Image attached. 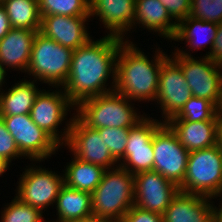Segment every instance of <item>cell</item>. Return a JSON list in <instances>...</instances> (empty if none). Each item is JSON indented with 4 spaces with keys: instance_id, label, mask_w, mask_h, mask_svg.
Segmentation results:
<instances>
[{
    "instance_id": "cell-18",
    "label": "cell",
    "mask_w": 222,
    "mask_h": 222,
    "mask_svg": "<svg viewBox=\"0 0 222 222\" xmlns=\"http://www.w3.org/2000/svg\"><path fill=\"white\" fill-rule=\"evenodd\" d=\"M39 31L12 28L0 40V63L7 69L27 71L31 59L32 44Z\"/></svg>"
},
{
    "instance_id": "cell-5",
    "label": "cell",
    "mask_w": 222,
    "mask_h": 222,
    "mask_svg": "<svg viewBox=\"0 0 222 222\" xmlns=\"http://www.w3.org/2000/svg\"><path fill=\"white\" fill-rule=\"evenodd\" d=\"M73 50L37 32L26 73L35 81L62 87L69 77Z\"/></svg>"
},
{
    "instance_id": "cell-28",
    "label": "cell",
    "mask_w": 222,
    "mask_h": 222,
    "mask_svg": "<svg viewBox=\"0 0 222 222\" xmlns=\"http://www.w3.org/2000/svg\"><path fill=\"white\" fill-rule=\"evenodd\" d=\"M38 8L41 17L90 15V0H38Z\"/></svg>"
},
{
    "instance_id": "cell-12",
    "label": "cell",
    "mask_w": 222,
    "mask_h": 222,
    "mask_svg": "<svg viewBox=\"0 0 222 222\" xmlns=\"http://www.w3.org/2000/svg\"><path fill=\"white\" fill-rule=\"evenodd\" d=\"M72 115L68 137L63 146L81 161L96 164L105 169L118 167L119 163L111 155L99 131L86 125L75 111Z\"/></svg>"
},
{
    "instance_id": "cell-36",
    "label": "cell",
    "mask_w": 222,
    "mask_h": 222,
    "mask_svg": "<svg viewBox=\"0 0 222 222\" xmlns=\"http://www.w3.org/2000/svg\"><path fill=\"white\" fill-rule=\"evenodd\" d=\"M12 29L5 8L0 3V40Z\"/></svg>"
},
{
    "instance_id": "cell-17",
    "label": "cell",
    "mask_w": 222,
    "mask_h": 222,
    "mask_svg": "<svg viewBox=\"0 0 222 222\" xmlns=\"http://www.w3.org/2000/svg\"><path fill=\"white\" fill-rule=\"evenodd\" d=\"M90 17H99L108 35L130 41L125 37L133 29L135 0H90Z\"/></svg>"
},
{
    "instance_id": "cell-34",
    "label": "cell",
    "mask_w": 222,
    "mask_h": 222,
    "mask_svg": "<svg viewBox=\"0 0 222 222\" xmlns=\"http://www.w3.org/2000/svg\"><path fill=\"white\" fill-rule=\"evenodd\" d=\"M121 222H164L163 215L146 211L133 205Z\"/></svg>"
},
{
    "instance_id": "cell-1",
    "label": "cell",
    "mask_w": 222,
    "mask_h": 222,
    "mask_svg": "<svg viewBox=\"0 0 222 222\" xmlns=\"http://www.w3.org/2000/svg\"><path fill=\"white\" fill-rule=\"evenodd\" d=\"M124 41L105 34L73 50L69 77L62 89L75 107L86 99L114 91L116 58Z\"/></svg>"
},
{
    "instance_id": "cell-19",
    "label": "cell",
    "mask_w": 222,
    "mask_h": 222,
    "mask_svg": "<svg viewBox=\"0 0 222 222\" xmlns=\"http://www.w3.org/2000/svg\"><path fill=\"white\" fill-rule=\"evenodd\" d=\"M212 199L179 191L163 214L164 222H211Z\"/></svg>"
},
{
    "instance_id": "cell-11",
    "label": "cell",
    "mask_w": 222,
    "mask_h": 222,
    "mask_svg": "<svg viewBox=\"0 0 222 222\" xmlns=\"http://www.w3.org/2000/svg\"><path fill=\"white\" fill-rule=\"evenodd\" d=\"M152 146L153 171L180 187L185 178L189 152L166 123L154 133Z\"/></svg>"
},
{
    "instance_id": "cell-31",
    "label": "cell",
    "mask_w": 222,
    "mask_h": 222,
    "mask_svg": "<svg viewBox=\"0 0 222 222\" xmlns=\"http://www.w3.org/2000/svg\"><path fill=\"white\" fill-rule=\"evenodd\" d=\"M189 17L205 22L222 23V0H191Z\"/></svg>"
},
{
    "instance_id": "cell-37",
    "label": "cell",
    "mask_w": 222,
    "mask_h": 222,
    "mask_svg": "<svg viewBox=\"0 0 222 222\" xmlns=\"http://www.w3.org/2000/svg\"><path fill=\"white\" fill-rule=\"evenodd\" d=\"M217 200H221L219 201L221 203H219L220 204L219 207H217V205L215 206V204L213 205L211 222H222V199H217Z\"/></svg>"
},
{
    "instance_id": "cell-3",
    "label": "cell",
    "mask_w": 222,
    "mask_h": 222,
    "mask_svg": "<svg viewBox=\"0 0 222 222\" xmlns=\"http://www.w3.org/2000/svg\"><path fill=\"white\" fill-rule=\"evenodd\" d=\"M129 99L112 91L82 101L76 106V115L89 127L131 128L140 121L141 115Z\"/></svg>"
},
{
    "instance_id": "cell-26",
    "label": "cell",
    "mask_w": 222,
    "mask_h": 222,
    "mask_svg": "<svg viewBox=\"0 0 222 222\" xmlns=\"http://www.w3.org/2000/svg\"><path fill=\"white\" fill-rule=\"evenodd\" d=\"M1 4L12 28L40 31L38 0H5Z\"/></svg>"
},
{
    "instance_id": "cell-33",
    "label": "cell",
    "mask_w": 222,
    "mask_h": 222,
    "mask_svg": "<svg viewBox=\"0 0 222 222\" xmlns=\"http://www.w3.org/2000/svg\"><path fill=\"white\" fill-rule=\"evenodd\" d=\"M177 23L189 16L191 0H159Z\"/></svg>"
},
{
    "instance_id": "cell-38",
    "label": "cell",
    "mask_w": 222,
    "mask_h": 222,
    "mask_svg": "<svg viewBox=\"0 0 222 222\" xmlns=\"http://www.w3.org/2000/svg\"><path fill=\"white\" fill-rule=\"evenodd\" d=\"M76 222H116L108 217H101L96 215H90Z\"/></svg>"
},
{
    "instance_id": "cell-32",
    "label": "cell",
    "mask_w": 222,
    "mask_h": 222,
    "mask_svg": "<svg viewBox=\"0 0 222 222\" xmlns=\"http://www.w3.org/2000/svg\"><path fill=\"white\" fill-rule=\"evenodd\" d=\"M0 157L12 162L13 159L23 158L15 144L14 138L7 130L2 117L0 116Z\"/></svg>"
},
{
    "instance_id": "cell-29",
    "label": "cell",
    "mask_w": 222,
    "mask_h": 222,
    "mask_svg": "<svg viewBox=\"0 0 222 222\" xmlns=\"http://www.w3.org/2000/svg\"><path fill=\"white\" fill-rule=\"evenodd\" d=\"M44 212L21 202L16 196L1 211L0 222H47Z\"/></svg>"
},
{
    "instance_id": "cell-8",
    "label": "cell",
    "mask_w": 222,
    "mask_h": 222,
    "mask_svg": "<svg viewBox=\"0 0 222 222\" xmlns=\"http://www.w3.org/2000/svg\"><path fill=\"white\" fill-rule=\"evenodd\" d=\"M1 117L21 155L32 163L43 162L63 148L32 121L30 114Z\"/></svg>"
},
{
    "instance_id": "cell-30",
    "label": "cell",
    "mask_w": 222,
    "mask_h": 222,
    "mask_svg": "<svg viewBox=\"0 0 222 222\" xmlns=\"http://www.w3.org/2000/svg\"><path fill=\"white\" fill-rule=\"evenodd\" d=\"M97 130L100 136L103 137L113 158L120 163L124 158L130 128L106 127Z\"/></svg>"
},
{
    "instance_id": "cell-21",
    "label": "cell",
    "mask_w": 222,
    "mask_h": 222,
    "mask_svg": "<svg viewBox=\"0 0 222 222\" xmlns=\"http://www.w3.org/2000/svg\"><path fill=\"white\" fill-rule=\"evenodd\" d=\"M221 117L218 113L210 121L165 122L177 135L180 144L188 151L210 148L216 145L217 127Z\"/></svg>"
},
{
    "instance_id": "cell-13",
    "label": "cell",
    "mask_w": 222,
    "mask_h": 222,
    "mask_svg": "<svg viewBox=\"0 0 222 222\" xmlns=\"http://www.w3.org/2000/svg\"><path fill=\"white\" fill-rule=\"evenodd\" d=\"M163 124L162 120L153 119L145 114L140 121L132 126L129 130L124 158L119 166L132 175L153 170V136Z\"/></svg>"
},
{
    "instance_id": "cell-4",
    "label": "cell",
    "mask_w": 222,
    "mask_h": 222,
    "mask_svg": "<svg viewBox=\"0 0 222 222\" xmlns=\"http://www.w3.org/2000/svg\"><path fill=\"white\" fill-rule=\"evenodd\" d=\"M91 200L92 215L121 222L134 205V175L120 166L106 169Z\"/></svg>"
},
{
    "instance_id": "cell-20",
    "label": "cell",
    "mask_w": 222,
    "mask_h": 222,
    "mask_svg": "<svg viewBox=\"0 0 222 222\" xmlns=\"http://www.w3.org/2000/svg\"><path fill=\"white\" fill-rule=\"evenodd\" d=\"M167 9L159 0H135V20L133 24L141 25L150 33H157L159 37L171 40L177 30V22L173 21Z\"/></svg>"
},
{
    "instance_id": "cell-6",
    "label": "cell",
    "mask_w": 222,
    "mask_h": 222,
    "mask_svg": "<svg viewBox=\"0 0 222 222\" xmlns=\"http://www.w3.org/2000/svg\"><path fill=\"white\" fill-rule=\"evenodd\" d=\"M179 190L222 199V152L217 145L189 152L185 178Z\"/></svg>"
},
{
    "instance_id": "cell-27",
    "label": "cell",
    "mask_w": 222,
    "mask_h": 222,
    "mask_svg": "<svg viewBox=\"0 0 222 222\" xmlns=\"http://www.w3.org/2000/svg\"><path fill=\"white\" fill-rule=\"evenodd\" d=\"M219 113V108L210 100L192 96L181 110L167 122L210 121Z\"/></svg>"
},
{
    "instance_id": "cell-39",
    "label": "cell",
    "mask_w": 222,
    "mask_h": 222,
    "mask_svg": "<svg viewBox=\"0 0 222 222\" xmlns=\"http://www.w3.org/2000/svg\"><path fill=\"white\" fill-rule=\"evenodd\" d=\"M216 145L218 146L219 150L222 152V118L220 119L217 127Z\"/></svg>"
},
{
    "instance_id": "cell-40",
    "label": "cell",
    "mask_w": 222,
    "mask_h": 222,
    "mask_svg": "<svg viewBox=\"0 0 222 222\" xmlns=\"http://www.w3.org/2000/svg\"><path fill=\"white\" fill-rule=\"evenodd\" d=\"M9 166H11V163L0 157V177L6 173V171L9 169Z\"/></svg>"
},
{
    "instance_id": "cell-41",
    "label": "cell",
    "mask_w": 222,
    "mask_h": 222,
    "mask_svg": "<svg viewBox=\"0 0 222 222\" xmlns=\"http://www.w3.org/2000/svg\"><path fill=\"white\" fill-rule=\"evenodd\" d=\"M7 70L2 66V64L0 63V92L1 90H3L2 86L3 84H5V77L7 76Z\"/></svg>"
},
{
    "instance_id": "cell-16",
    "label": "cell",
    "mask_w": 222,
    "mask_h": 222,
    "mask_svg": "<svg viewBox=\"0 0 222 222\" xmlns=\"http://www.w3.org/2000/svg\"><path fill=\"white\" fill-rule=\"evenodd\" d=\"M90 18V15H43L39 32L64 47L76 50L92 38L86 28Z\"/></svg>"
},
{
    "instance_id": "cell-7",
    "label": "cell",
    "mask_w": 222,
    "mask_h": 222,
    "mask_svg": "<svg viewBox=\"0 0 222 222\" xmlns=\"http://www.w3.org/2000/svg\"><path fill=\"white\" fill-rule=\"evenodd\" d=\"M53 88L56 89L52 92L46 91V89L39 92L31 108L30 116L38 127L48 133L60 146H63L67 140L73 116L67 122L64 120L67 119L68 112L71 113L70 109L75 110L76 107L71 103L62 87ZM65 122L66 126L61 129L63 131L58 129Z\"/></svg>"
},
{
    "instance_id": "cell-15",
    "label": "cell",
    "mask_w": 222,
    "mask_h": 222,
    "mask_svg": "<svg viewBox=\"0 0 222 222\" xmlns=\"http://www.w3.org/2000/svg\"><path fill=\"white\" fill-rule=\"evenodd\" d=\"M179 187L156 171L134 175V205L146 211L164 214Z\"/></svg>"
},
{
    "instance_id": "cell-25",
    "label": "cell",
    "mask_w": 222,
    "mask_h": 222,
    "mask_svg": "<svg viewBox=\"0 0 222 222\" xmlns=\"http://www.w3.org/2000/svg\"><path fill=\"white\" fill-rule=\"evenodd\" d=\"M63 170L64 184L79 191L92 193L97 185L101 182L104 171L102 166L81 161L72 156Z\"/></svg>"
},
{
    "instance_id": "cell-23",
    "label": "cell",
    "mask_w": 222,
    "mask_h": 222,
    "mask_svg": "<svg viewBox=\"0 0 222 222\" xmlns=\"http://www.w3.org/2000/svg\"><path fill=\"white\" fill-rule=\"evenodd\" d=\"M35 80L23 79L11 88L0 92V116L30 114L31 108L41 89Z\"/></svg>"
},
{
    "instance_id": "cell-9",
    "label": "cell",
    "mask_w": 222,
    "mask_h": 222,
    "mask_svg": "<svg viewBox=\"0 0 222 222\" xmlns=\"http://www.w3.org/2000/svg\"><path fill=\"white\" fill-rule=\"evenodd\" d=\"M183 70L194 97L212 101L218 108L222 101V66L206 56H182L174 51L170 55ZM196 58V59H195Z\"/></svg>"
},
{
    "instance_id": "cell-35",
    "label": "cell",
    "mask_w": 222,
    "mask_h": 222,
    "mask_svg": "<svg viewBox=\"0 0 222 222\" xmlns=\"http://www.w3.org/2000/svg\"><path fill=\"white\" fill-rule=\"evenodd\" d=\"M204 56L210 58L213 62L222 65V23L218 24L216 37L214 39L211 51H206Z\"/></svg>"
},
{
    "instance_id": "cell-42",
    "label": "cell",
    "mask_w": 222,
    "mask_h": 222,
    "mask_svg": "<svg viewBox=\"0 0 222 222\" xmlns=\"http://www.w3.org/2000/svg\"><path fill=\"white\" fill-rule=\"evenodd\" d=\"M219 114H220V117L222 118V101H221V104L219 106Z\"/></svg>"
},
{
    "instance_id": "cell-14",
    "label": "cell",
    "mask_w": 222,
    "mask_h": 222,
    "mask_svg": "<svg viewBox=\"0 0 222 222\" xmlns=\"http://www.w3.org/2000/svg\"><path fill=\"white\" fill-rule=\"evenodd\" d=\"M192 96L181 66L169 55L161 67L155 100L160 105L162 121L174 117Z\"/></svg>"
},
{
    "instance_id": "cell-2",
    "label": "cell",
    "mask_w": 222,
    "mask_h": 222,
    "mask_svg": "<svg viewBox=\"0 0 222 222\" xmlns=\"http://www.w3.org/2000/svg\"><path fill=\"white\" fill-rule=\"evenodd\" d=\"M155 49L151 60L133 41H124L120 45L116 58L115 92L132 102L156 100L161 67L169 56L160 50L162 48Z\"/></svg>"
},
{
    "instance_id": "cell-22",
    "label": "cell",
    "mask_w": 222,
    "mask_h": 222,
    "mask_svg": "<svg viewBox=\"0 0 222 222\" xmlns=\"http://www.w3.org/2000/svg\"><path fill=\"white\" fill-rule=\"evenodd\" d=\"M218 24L213 22H205L203 20L194 19L192 17H187L180 20L177 23V30L172 40L176 42L184 41L190 48L188 51L182 47V49L176 47L174 51L178 52L182 56H194L191 55L192 50L198 51L199 49L205 48L206 45L209 46V51H211L214 39L216 37ZM201 36V37H200ZM192 49V50H191ZM186 50V51H185Z\"/></svg>"
},
{
    "instance_id": "cell-10",
    "label": "cell",
    "mask_w": 222,
    "mask_h": 222,
    "mask_svg": "<svg viewBox=\"0 0 222 222\" xmlns=\"http://www.w3.org/2000/svg\"><path fill=\"white\" fill-rule=\"evenodd\" d=\"M35 165L26 166L14 191L21 202L45 212L49 206L54 207L60 188L64 185V174L58 175L55 171Z\"/></svg>"
},
{
    "instance_id": "cell-24",
    "label": "cell",
    "mask_w": 222,
    "mask_h": 222,
    "mask_svg": "<svg viewBox=\"0 0 222 222\" xmlns=\"http://www.w3.org/2000/svg\"><path fill=\"white\" fill-rule=\"evenodd\" d=\"M57 220L51 222H76L92 215L91 193L67 187L60 188L56 203ZM48 222H50L48 220Z\"/></svg>"
}]
</instances>
